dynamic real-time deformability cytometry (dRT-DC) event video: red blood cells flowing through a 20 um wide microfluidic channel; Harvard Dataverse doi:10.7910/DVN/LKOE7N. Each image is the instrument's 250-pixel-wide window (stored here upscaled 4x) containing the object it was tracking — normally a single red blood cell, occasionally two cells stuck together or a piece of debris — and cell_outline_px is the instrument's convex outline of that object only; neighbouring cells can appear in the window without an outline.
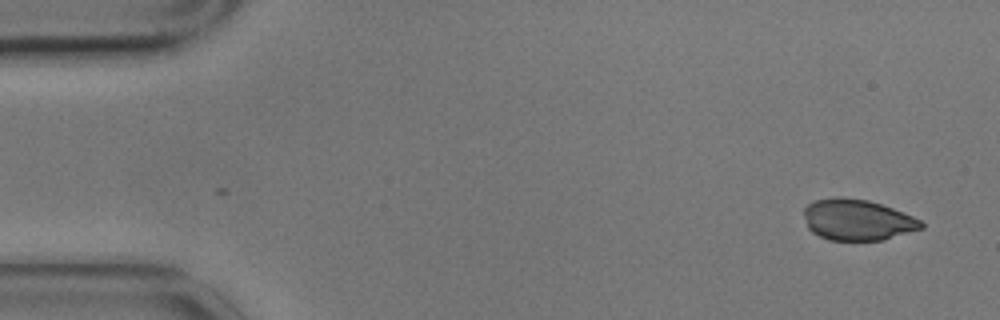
{"species": "common noctule bat (a hibernating species)", "species_latin": "Nyctalus noctula", "temperature_condition": "cold", "stored_images_in_passage": 4, "camera_frame_rate_fps": 3000, "um_per_image_px": 0.085, "animal": {"sex": "male", "body_mass_g": 17.9}, "frame": {"image": 1, "passage_image": 1, "time_ms": 0.0, "image_size_px": [1000, 320], "cell_outline_px": [[924, 228], [884, 240], [828, 240], [812, 232], [808, 228], [804, 216], [804, 208], [808, 204], [816, 200], [836, 196], [840, 196], [868, 200], [892, 208], [912, 216], [920, 220], [924, 224]], "centroid_in_image_um": [72.87, 18.69], "position_along_channel_um": 12.1, "area_um2": 28.09}}